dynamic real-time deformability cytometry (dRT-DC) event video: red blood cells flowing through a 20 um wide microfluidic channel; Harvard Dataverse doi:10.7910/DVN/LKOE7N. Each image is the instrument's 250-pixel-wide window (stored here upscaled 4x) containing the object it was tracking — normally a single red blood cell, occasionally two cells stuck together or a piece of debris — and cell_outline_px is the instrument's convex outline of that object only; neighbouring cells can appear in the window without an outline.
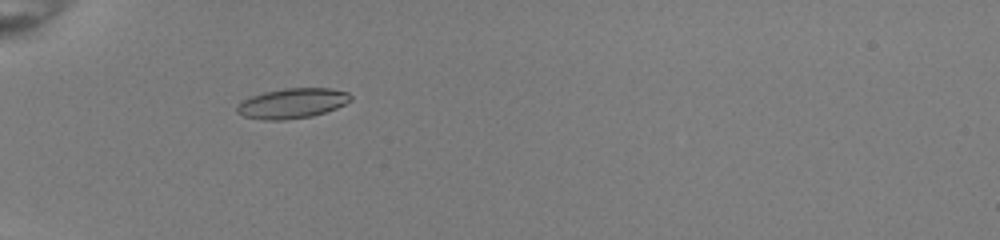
{"species": "common noctule bat (a hibernating species)", "species_latin": "Nyctalus noctula", "temperature_condition": "room temperature", "stored_images_in_passage": 42, "camera_frame_rate_fps": 3000, "um_per_image_px": 0.085, "animal": {"sex": "female", "body_mass_g": 22.0, "forearm_length_mm": 56.7}, "frame": {"image": 1, "passage_image": 8, "time_ms": 2.333, "image_size_px": [1000, 240], "cell_outline_px": [[352, 100], [336, 108], [312, 116], [284, 120], [264, 120], [244, 116], [236, 112], [236, 108], [244, 100], [252, 96], [264, 92], [284, 88], [328, 88], [348, 92], [352, 96]], "centroid_in_image_um": [24.86, 8.78], "position_along_channel_um": 60.1, "area_um2": 19.77}}
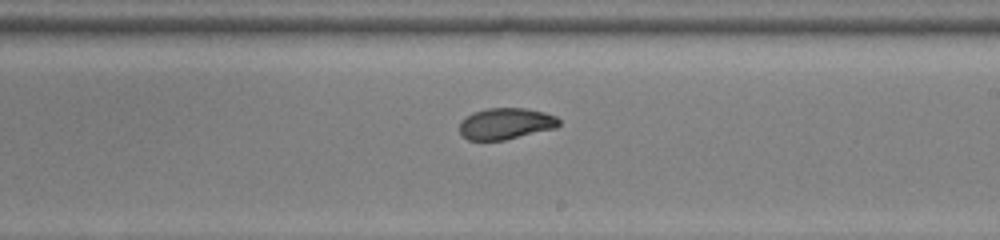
{"frame": {"image": 2, "passage_image": 23, "time_ms": 7.333, "image_size_px": [1000, 240], "cell_outline_px": [[560, 124], [556, 128], [504, 140], [468, 140], [460, 132], [460, 120], [472, 112], [488, 108], [528, 108], [544, 112], [556, 116], [560, 120]], "centroid_in_image_um": [43.0, 10.5], "position_along_channel_um": 246.0, "area_um2": 18.26}}
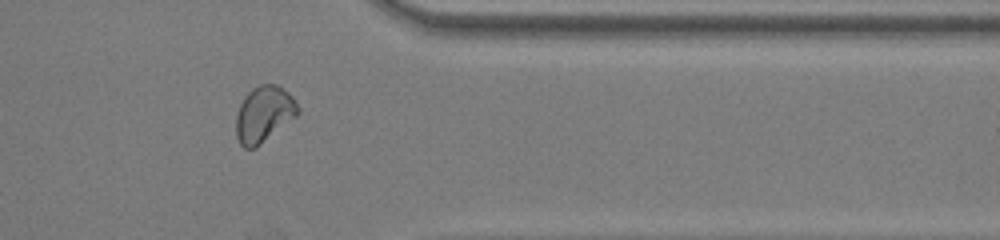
{"frame": {"image": 3, "passage_image": 34, "time_ms": 11.0, "image_size_px": [1000, 240], "cell_outline_px": [[300, 112], [296, 116], [256, 148], [244, 148], [240, 144], [236, 136], [236, 116], [240, 104], [248, 92], [252, 88], [260, 84], [276, 84], [288, 92], [296, 100], [300, 108]], "centroid_in_image_um": [22.44, 9.7], "position_along_channel_um": 389.0, "area_um2": 20.23}, "authors_computed_cell_mechanics": {"area_um2": 19.074, "velocity_mm_per_s": 4.0121, "shape_relaxation_time_tau1_ms": 4.362, "shape_relaxation_time_tau2_ms": 1.6287, "deformation_change_tau1": 0.1418, "deformation_change_tau2": 0.0542}}